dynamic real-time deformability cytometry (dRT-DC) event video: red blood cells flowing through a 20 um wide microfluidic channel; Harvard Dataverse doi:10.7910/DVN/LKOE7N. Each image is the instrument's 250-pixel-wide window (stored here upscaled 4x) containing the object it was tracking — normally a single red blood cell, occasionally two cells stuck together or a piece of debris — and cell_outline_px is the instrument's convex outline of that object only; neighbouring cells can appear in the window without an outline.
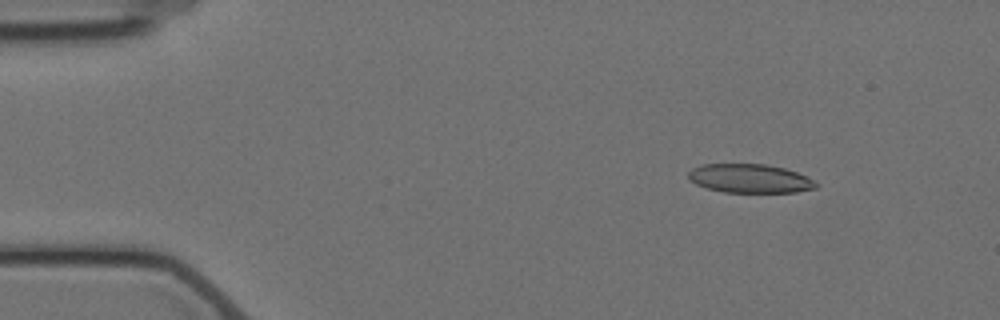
{"species": "Egyptian fruit bat (a non-hibernating species)", "species_latin": "Rousettus aegyptiacus", "temperature_condition": "cold", "stored_images_in_passage": 7, "camera_frame_rate_fps": 3000, "um_per_image_px": 0.085, "animal": {"sex": "female"}, "frame": {"image": 1, "passage_image": 3, "time_ms": 2.0, "image_size_px": [1000, 320], "cell_outline_px": [[820, 184], [816, 188], [796, 192], [724, 192], [708, 188], [696, 184], [688, 180], [688, 172], [692, 168], [700, 164], [764, 164], [784, 168], [796, 172], [816, 180]], "centroid_in_image_um": [63.74, 15.17], "position_along_channel_um": 21.3, "area_um2": 21.56}}
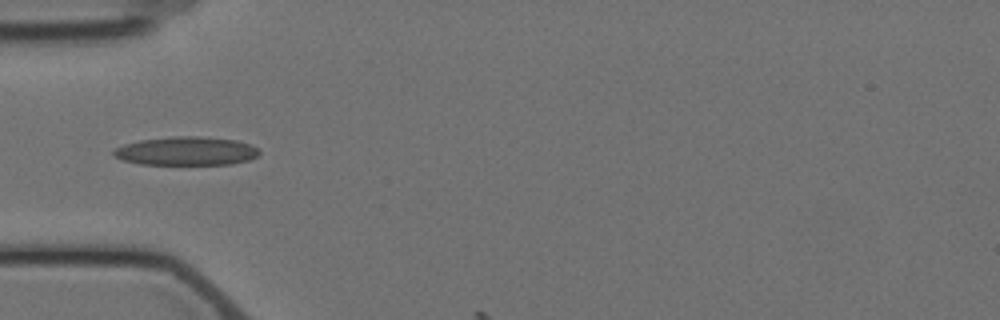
{"frame": {"image": 2, "passage_image": 6, "time_ms": 5.667, "image_size_px": [1000, 320], "cell_outline_px": [[260, 156], [248, 160], [232, 164], [140, 164], [120, 160], [112, 156], [112, 152], [116, 148], [124, 144], [140, 140], [172, 136], [196, 136], [236, 140], [248, 144], [256, 148], [260, 152]], "centroid_in_image_um": [15.8, 12.84], "position_along_channel_um": 69.2, "area_um2": 24.33}}